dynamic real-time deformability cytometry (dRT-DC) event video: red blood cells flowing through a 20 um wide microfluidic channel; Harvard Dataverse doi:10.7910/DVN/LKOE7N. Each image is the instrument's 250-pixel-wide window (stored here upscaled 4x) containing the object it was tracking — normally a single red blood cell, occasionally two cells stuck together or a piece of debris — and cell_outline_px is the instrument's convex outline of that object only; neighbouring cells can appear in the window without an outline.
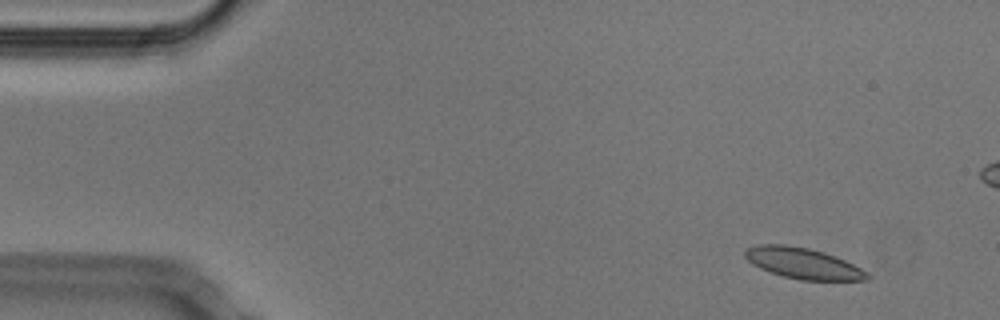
{"species": "Egyptian fruit bat (a non-hibernating species)", "species_latin": "Rousettus aegyptiacus", "temperature_condition": "cold", "stored_images_in_passage": 53, "camera_frame_rate_fps": 3000, "um_per_image_px": 0.085, "animal": {"sex": "male"}, "frame": {"image": 1, "passage_image": 4, "time_ms": 1.0, "image_size_px": [1000, 320], "cell_outline_px": [[872, 276], [868, 280], [800, 280], [784, 276], [760, 268], [752, 264], [744, 256], [744, 252], [748, 248], [760, 244], [784, 244], [808, 248], [824, 252], [844, 260], [868, 272]], "centroid_in_image_um": [68.27, 22.38], "position_along_channel_um": 16.7, "area_um2": 21.85}}
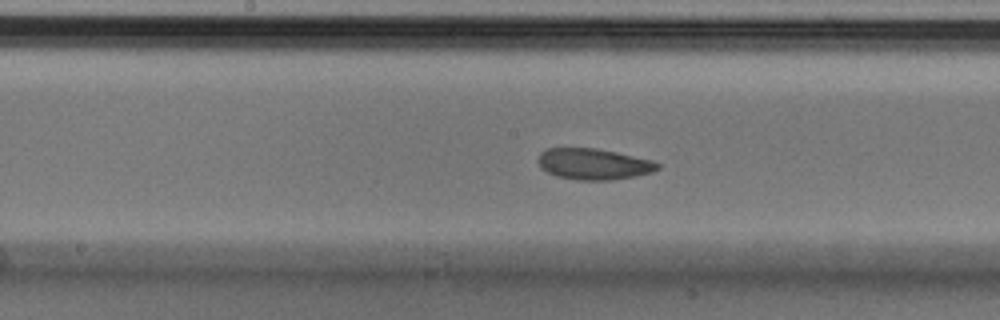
{"frame": {"image": 2, "passage_image": 26, "time_ms": 8.333, "image_size_px": [1000, 320], "cell_outline_px": [[660, 168], [652, 172], [636, 176], [612, 180], [576, 180], [556, 176], [540, 168], [540, 152], [548, 148], [596, 148], [616, 152], [652, 160], [660, 164]], "centroid_in_image_um": [50.48, 13.95], "position_along_channel_um": 197.7, "area_um2": 21.62}}
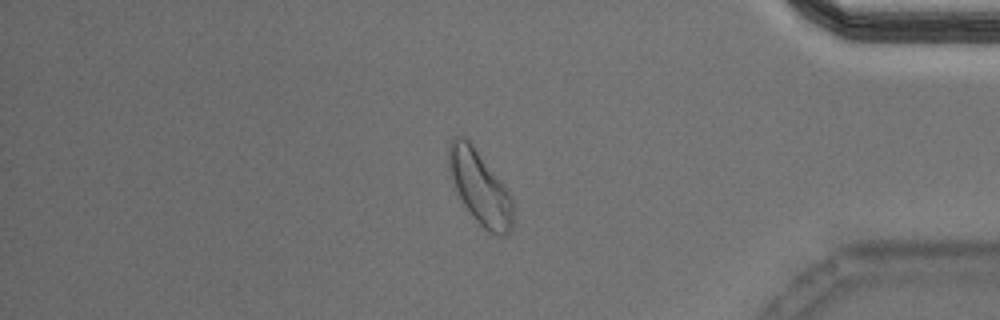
{"frame": {"image": 3, "passage_image": 44, "time_ms": 14.333, "image_size_px": [1000, 320], "cell_outline_px": [[516, 220], [512, 228], [504, 236], [496, 236], [488, 232], [472, 216], [464, 204], [456, 188], [448, 168], [448, 144], [452, 136], [464, 136], [472, 144], [512, 196]], "centroid_in_image_um": [40.82, 15.97], "position_along_channel_um": 394.4, "area_um2": 27.63}, "authors_computed_cell_mechanics": {"area_um2": 22.5998, "velocity_mm_per_s": 3.7641, "shape_relaxation_time_tau1_ms": 6.6707, "shape_relaxation_time_tau2_ms": 3.6794, "deformation_change_tau1": 0.1216, "deformation_change_tau2": 0.0832}}